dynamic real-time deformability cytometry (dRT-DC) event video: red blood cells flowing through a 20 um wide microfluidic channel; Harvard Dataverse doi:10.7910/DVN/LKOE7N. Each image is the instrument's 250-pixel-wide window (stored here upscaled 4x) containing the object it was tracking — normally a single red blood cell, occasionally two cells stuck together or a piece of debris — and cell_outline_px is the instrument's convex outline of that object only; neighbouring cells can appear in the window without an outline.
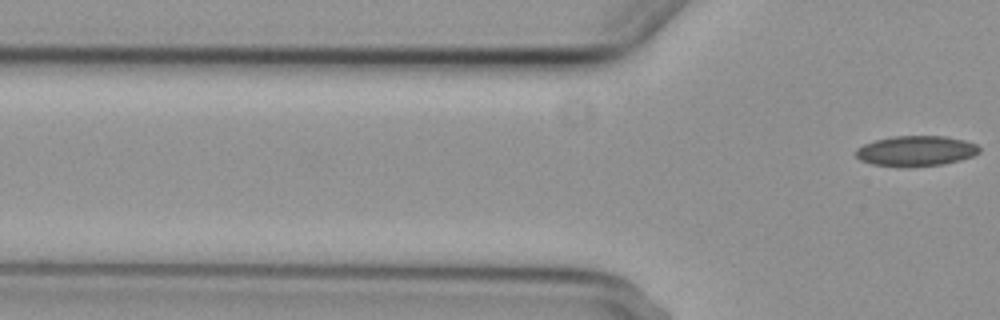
{"species": "common noctule bat (a hibernating species)", "species_latin": "Nyctalus noctula", "temperature_condition": "cold", "stored_images_in_passage": 7, "segment_of_instrument_passage": [2, 2], "camera_frame_rate_fps": 3000, "um_per_image_px": 0.085, "animal": {"sex": "female", "body_mass_g": 29.2, "forearm_length_mm": 56.3}, "frame": {"image": 1, "passage_image": 7, "time_ms": 8.0, "image_size_px": [1000, 320], "cell_outline_px": [[980, 152], [972, 156], [960, 160], [944, 164], [912, 168], [896, 168], [872, 164], [860, 160], [856, 156], [856, 148], [864, 144], [876, 140], [896, 136], [944, 136], [964, 140], [976, 144], [980, 148]], "centroid_in_image_um": [77.84, 12.86], "position_along_channel_um": 48.0, "area_um2": 22.2}}